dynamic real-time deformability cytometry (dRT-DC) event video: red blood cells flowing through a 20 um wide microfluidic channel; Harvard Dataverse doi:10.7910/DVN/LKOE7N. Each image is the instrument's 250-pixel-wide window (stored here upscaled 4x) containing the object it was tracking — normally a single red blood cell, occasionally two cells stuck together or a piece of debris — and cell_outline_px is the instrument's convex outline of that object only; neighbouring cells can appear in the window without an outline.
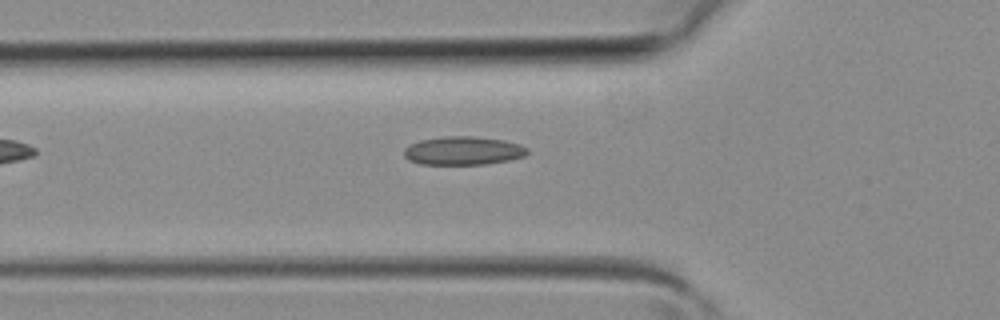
{"species": "common noctule bat (a hibernating species)", "species_latin": "Nyctalus noctula", "temperature_condition": "room temperature", "stored_images_in_passage": 3, "camera_frame_rate_fps": 3000, "um_per_image_px": 0.085, "animal": {"sex": "female", "body_mass_g": 19.3, "forearm_length_mm": 54.1}, "frame": {"image": 1, "passage_image": 3, "time_ms": 0.667, "image_size_px": [1000, 320], "cell_outline_px": [[528, 152], [524, 156], [508, 160], [484, 164], [420, 164], [408, 160], [404, 156], [404, 148], [420, 140], [444, 136], [472, 136], [504, 140], [520, 144], [528, 148]], "centroid_in_image_um": [39.36, 12.81], "position_along_channel_um": 86.4, "area_um2": 20.4}}